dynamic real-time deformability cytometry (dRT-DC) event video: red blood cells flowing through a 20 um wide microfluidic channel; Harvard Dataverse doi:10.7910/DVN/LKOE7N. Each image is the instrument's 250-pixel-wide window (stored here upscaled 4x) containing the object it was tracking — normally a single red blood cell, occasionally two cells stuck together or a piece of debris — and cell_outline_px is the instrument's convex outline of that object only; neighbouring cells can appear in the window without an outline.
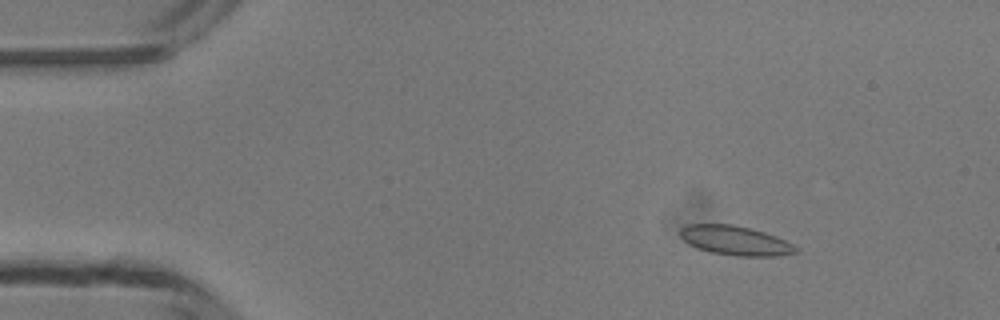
{"species": "common noctule bat (a hibernating species)", "species_latin": "Nyctalus noctula", "temperature_condition": "room temperature", "stored_images_in_passage": 49, "camera_frame_rate_fps": 3000, "um_per_image_px": 0.085, "animal": {"sex": "male", "body_mass_g": 13.3}, "frame": {"image": 1, "passage_image": 7, "time_ms": 2.0, "image_size_px": [1000, 320], "cell_outline_px": [[800, 252], [776, 256], [736, 256], [712, 252], [696, 248], [688, 244], [680, 236], [680, 228], [688, 224], [732, 224], [752, 228], [776, 236], [792, 244]], "centroid_in_image_um": [62.48, 20.44], "position_along_channel_um": 22.5, "area_um2": 19.83}}
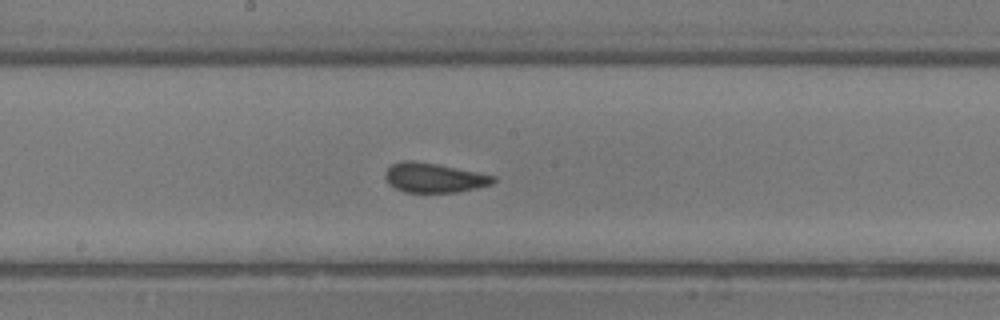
{"frame": {"image": 2, "passage_image": 26, "time_ms": 8.333, "image_size_px": [1000, 320], "cell_outline_px": [[496, 180], [492, 184], [476, 188], [456, 192], [404, 192], [388, 184], [384, 176], [384, 172], [392, 164], [404, 160], [412, 160], [436, 164], [496, 176]], "centroid_in_image_um": [36.86, 15.11], "position_along_channel_um": 211.3, "area_um2": 18.5}}
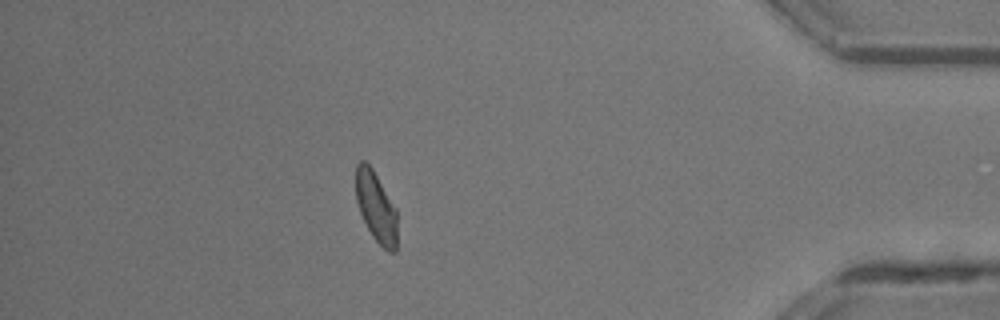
{"frame": {"image": 3, "passage_image": 43, "time_ms": 14.0, "image_size_px": [1000, 320], "cell_outline_px": [[396, 252], [388, 252], [372, 236], [360, 212], [356, 200], [356, 164], [360, 160], [364, 160], [372, 168], [396, 208]], "centroid_in_image_um": [31.96, 17.57], "position_along_channel_um": 403.2, "area_um2": 16.76}, "authors_computed_cell_mechanics": {"area_um2": 18.496, "velocity_mm_per_s": 4.2314, "shape_relaxation_time_tau1_ms": 5.3151, "shape_relaxation_time_tau2_ms": 0.6741, "deformation_change_tau1": 0.1232, "deformation_change_tau2": 0.0562}}